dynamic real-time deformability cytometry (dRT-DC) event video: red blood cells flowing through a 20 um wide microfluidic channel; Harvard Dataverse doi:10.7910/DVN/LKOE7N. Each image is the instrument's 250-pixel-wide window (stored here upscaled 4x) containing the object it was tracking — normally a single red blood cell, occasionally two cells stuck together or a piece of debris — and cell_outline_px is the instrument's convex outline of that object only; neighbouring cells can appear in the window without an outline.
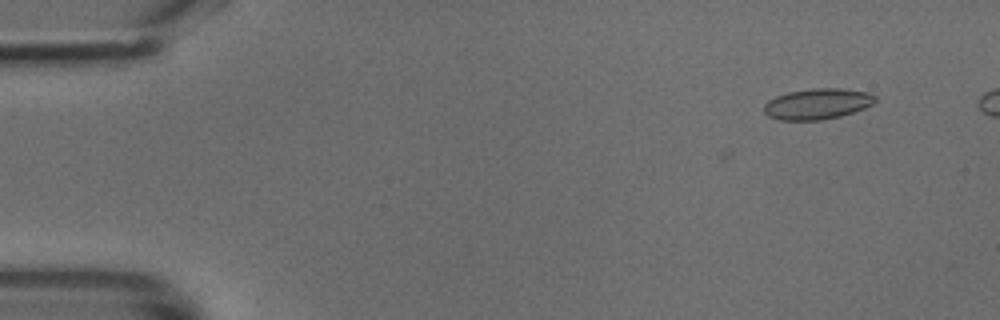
{"species": "common noctule bat (a hibernating species)", "species_latin": "Nyctalus noctula", "temperature_condition": "cold", "stored_images_in_passage": 8, "camera_frame_rate_fps": 3000, "um_per_image_px": 0.085, "animal": {"sex": "male", "body_mass_g": 18.8}, "frame": {"image": 1, "passage_image": 1, "time_ms": 0.0, "image_size_px": [1000, 320], "cell_outline_px": [[876, 100], [872, 104], [864, 108], [840, 116], [820, 120], [780, 120], [768, 116], [764, 112], [764, 104], [768, 100], [776, 96], [788, 92], [812, 88], [840, 88], [868, 92], [876, 96]], "centroid_in_image_um": [69.46, 8.82], "position_along_channel_um": 15.5, "area_um2": 19.94}}